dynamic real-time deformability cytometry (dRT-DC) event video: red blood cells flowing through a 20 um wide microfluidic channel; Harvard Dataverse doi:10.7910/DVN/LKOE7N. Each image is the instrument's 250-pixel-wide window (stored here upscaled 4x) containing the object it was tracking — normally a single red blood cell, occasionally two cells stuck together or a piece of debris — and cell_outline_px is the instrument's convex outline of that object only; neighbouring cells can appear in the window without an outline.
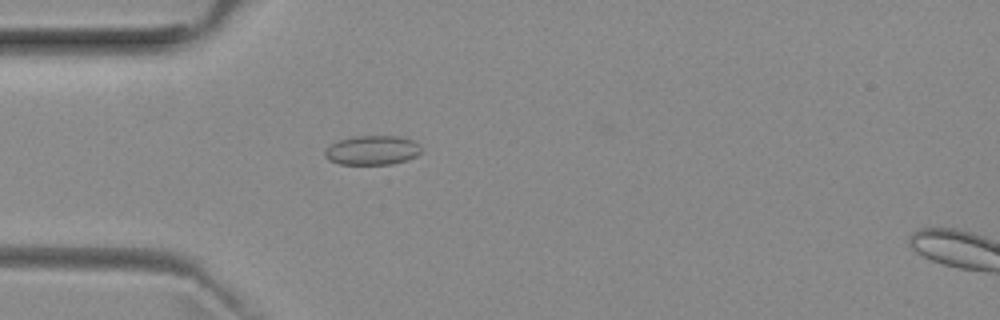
{"species": "common noctule bat (a hibernating species)", "species_latin": "Nyctalus noctula", "temperature_condition": "room temperature", "stored_images_in_passage": 43, "camera_frame_rate_fps": 3000, "um_per_image_px": 0.085, "animal": {"sex": "female", "body_mass_g": 29.2, "forearm_length_mm": 56.3}, "frame": {"image": 1, "passage_image": 6, "time_ms": 1.667, "image_size_px": [1000, 320], "cell_outline_px": [[420, 152], [416, 156], [392, 164], [340, 164], [328, 160], [324, 156], [324, 152], [332, 144], [340, 140], [356, 136], [400, 136], [412, 140], [420, 148]], "centroid_in_image_um": [31.62, 12.77], "position_along_channel_um": 53.4, "area_um2": 16.18}}
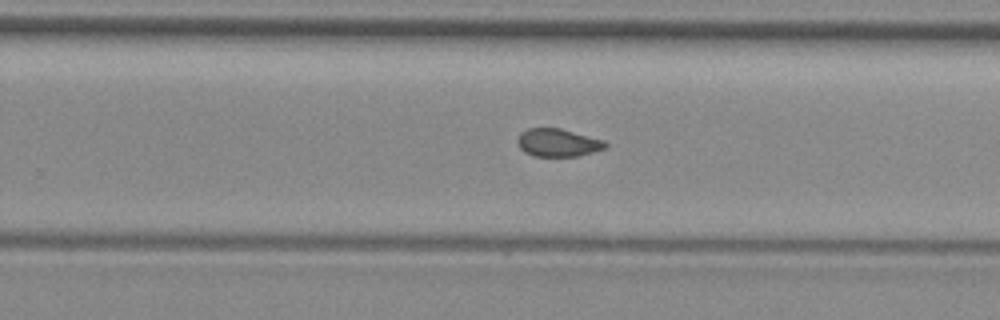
{"frame": {"image": 2, "passage_image": 24, "time_ms": 7.667, "image_size_px": [1000, 320], "cell_outline_px": [[608, 144], [604, 148], [580, 156], [536, 156], [524, 152], [520, 148], [516, 140], [520, 132], [528, 128], [560, 128], [604, 140]], "centroid_in_image_um": [47.39, 12.12], "position_along_channel_um": 282.4, "area_um2": 14.28}}
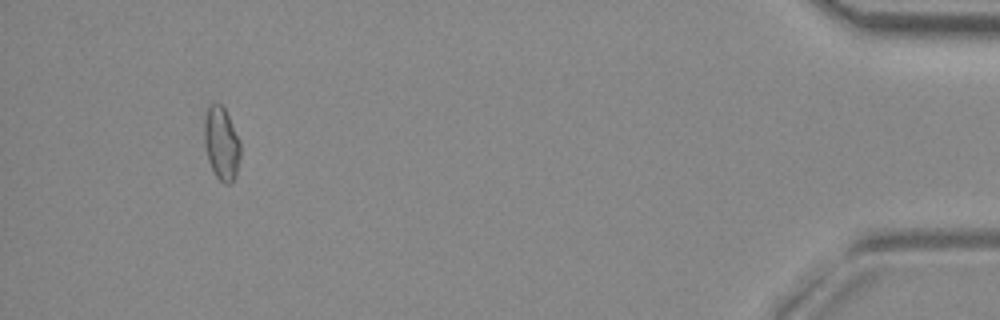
{"frame": {"image": 3, "passage_image": 40, "time_ms": 13.0, "image_size_px": [1000, 320], "cell_outline_px": [[240, 156], [236, 172], [232, 180], [228, 184], [224, 184], [216, 176], [208, 160], [204, 144], [204, 116], [208, 104], [220, 104], [224, 108], [240, 140]], "centroid_in_image_um": [18.8, 12.16], "position_along_channel_um": 416.4, "area_um2": 15.32}, "authors_computed_cell_mechanics": {"area_um2": 14.9702, "velocity_mm_per_s": 3.9621, "shape_relaxation_time_tau1_ms": null, "shape_relaxation_time_tau2_ms": 1.3143, "deformation_change_tau1": null, "deformation_change_tau2": 0.0621}}